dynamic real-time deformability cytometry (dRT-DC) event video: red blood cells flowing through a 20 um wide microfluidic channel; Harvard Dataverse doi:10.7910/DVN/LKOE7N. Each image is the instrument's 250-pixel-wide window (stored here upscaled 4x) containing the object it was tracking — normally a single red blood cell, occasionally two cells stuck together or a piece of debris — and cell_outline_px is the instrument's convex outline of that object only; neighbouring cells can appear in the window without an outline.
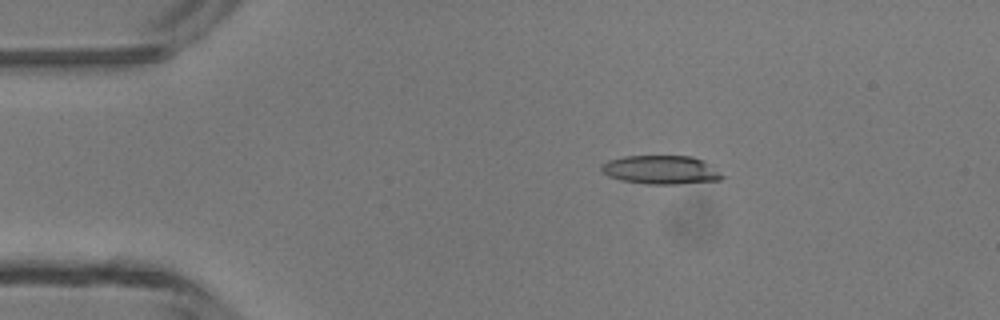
{"species": "common noctule bat (a hibernating species)", "species_latin": "Nyctalus noctula", "temperature_condition": "room temperature", "stored_images_in_passage": 4, "camera_frame_rate_fps": 3000, "um_per_image_px": 0.085, "animal": {"sex": "male", "body_mass_g": 13.3}, "frame": {"image": 1, "passage_image": 2, "time_ms": 1.0, "image_size_px": [1000, 320], "cell_outline_px": [[724, 176], [720, 180], [676, 184], [644, 184], [620, 180], [608, 176], [600, 168], [600, 164], [608, 160], [624, 156], [692, 156], [704, 160], [720, 172]], "centroid_in_image_um": [56.16, 14.43], "position_along_channel_um": 28.8, "area_um2": 20.29}}
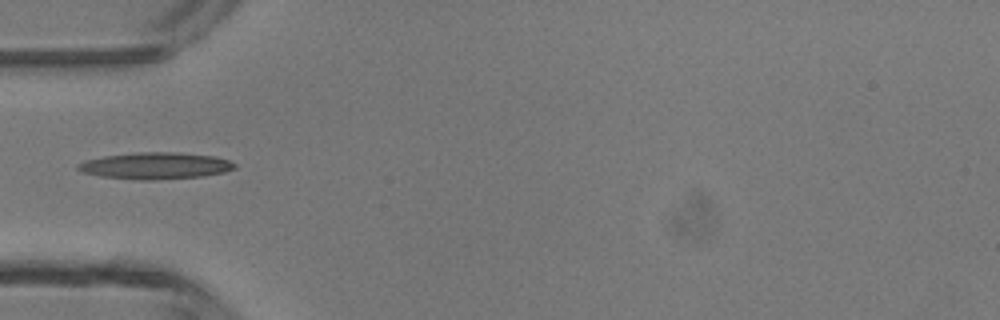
{"frame": {"image": 2, "passage_image": 4, "time_ms": 3.333, "image_size_px": [1000, 320], "cell_outline_px": [[236, 168], [224, 172], [204, 176], [152, 180], [140, 180], [100, 176], [84, 172], [76, 168], [80, 164], [88, 160], [104, 156], [136, 152], [180, 152], [216, 156], [228, 160], [236, 164]], "centroid_in_image_um": [13.28, 14.08], "position_along_channel_um": 71.7, "area_um2": 24.28}}